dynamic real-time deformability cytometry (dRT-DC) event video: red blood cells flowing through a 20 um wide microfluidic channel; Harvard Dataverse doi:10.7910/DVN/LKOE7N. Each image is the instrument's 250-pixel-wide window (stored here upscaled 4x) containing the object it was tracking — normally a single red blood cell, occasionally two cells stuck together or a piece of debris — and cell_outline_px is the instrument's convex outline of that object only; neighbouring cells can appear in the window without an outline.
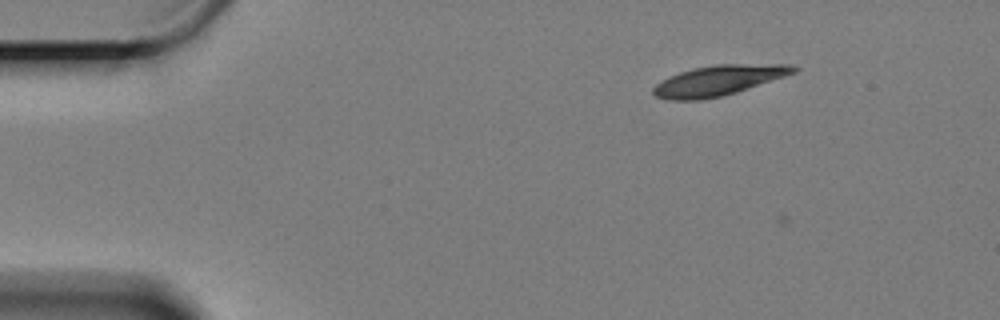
{"species": "Egyptian fruit bat (a non-hibernating species)", "species_latin": "Rousettus aegyptiacus", "temperature_condition": "cold", "stored_images_in_passage": 8, "camera_frame_rate_fps": 3000, "um_per_image_px": 0.085, "animal": {"sex": "female"}, "frame": {"image": 1, "passage_image": 3, "time_ms": 0.667, "image_size_px": [1000, 320], "cell_outline_px": [[800, 68], [796, 72], [736, 92], [720, 96], [696, 100], [668, 100], [656, 96], [652, 92], [652, 88], [656, 84], [668, 76], [692, 68], [716, 64], [792, 64]], "centroid_in_image_um": [61.06, 6.82], "position_along_channel_um": 23.9, "area_um2": 24.57}}